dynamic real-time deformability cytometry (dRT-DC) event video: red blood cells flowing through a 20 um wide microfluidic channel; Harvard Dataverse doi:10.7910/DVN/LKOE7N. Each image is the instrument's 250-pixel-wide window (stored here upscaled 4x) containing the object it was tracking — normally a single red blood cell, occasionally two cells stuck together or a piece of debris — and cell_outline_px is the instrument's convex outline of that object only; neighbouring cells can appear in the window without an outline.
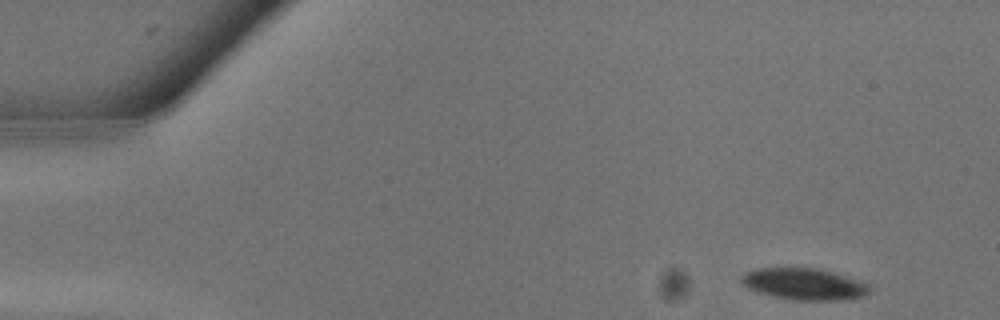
{"species": "common noctule bat (a hibernating species)", "species_latin": "Nyctalus noctula", "temperature_condition": "warm", "stored_images_in_passage": 15, "camera_frame_rate_fps": 3000, "um_per_image_px": 0.085, "animal": {"sex": "male", "body_mass_g": 13.3}, "frame": {"image": 1, "passage_image": 1, "time_ms": 0.0, "image_size_px": [1000, 320], "cell_outline_px": [[868, 292], [860, 296], [840, 300], [792, 300], [772, 296], [748, 288], [740, 280], [740, 276], [744, 272], [756, 268], [816, 268], [832, 272], [868, 284]], "centroid_in_image_um": [68.26, 24.14], "position_along_channel_um": 16.7, "area_um2": 23.18}}
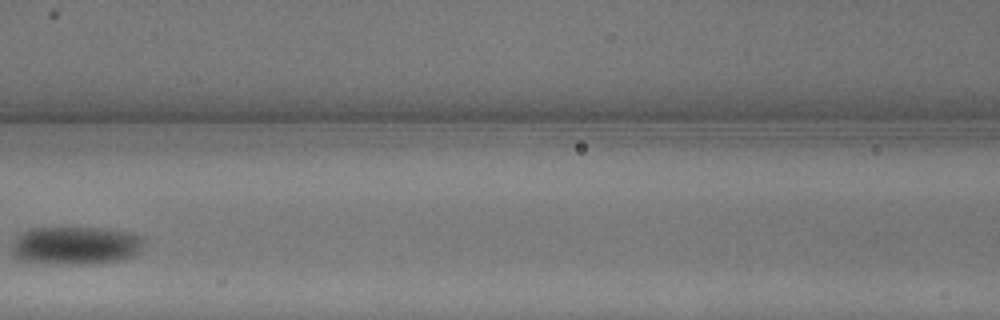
{"frame": {"image": 2, "passage_image": 11, "time_ms": 3.333, "image_size_px": [1000, 320], "cell_outline_px": [[144, 244], [140, 252], [132, 256], [120, 260], [88, 264], [48, 264], [20, 260], [12, 252], [12, 244], [16, 236], [20, 232], [28, 228], [104, 228], [128, 232], [140, 236], [144, 240]], "centroid_in_image_um": [6.41, 20.87], "position_along_channel_um": 160.2, "area_um2": 29.65}}
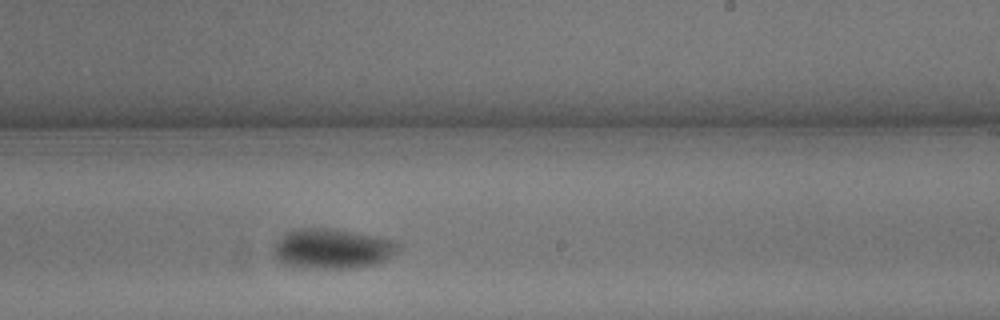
{"frame": {"image": 3, "passage_image": 15, "time_ms": 4.667, "image_size_px": [1000, 320], "cell_outline_px": [[400, 244], [396, 252], [388, 260], [380, 264], [356, 268], [304, 268], [284, 264], [272, 252], [272, 244], [276, 240], [288, 232], [296, 228], [332, 228], [392, 240]], "centroid_in_image_um": [28.23, 21.15], "position_along_channel_um": 260.8, "area_um2": 29.25}}